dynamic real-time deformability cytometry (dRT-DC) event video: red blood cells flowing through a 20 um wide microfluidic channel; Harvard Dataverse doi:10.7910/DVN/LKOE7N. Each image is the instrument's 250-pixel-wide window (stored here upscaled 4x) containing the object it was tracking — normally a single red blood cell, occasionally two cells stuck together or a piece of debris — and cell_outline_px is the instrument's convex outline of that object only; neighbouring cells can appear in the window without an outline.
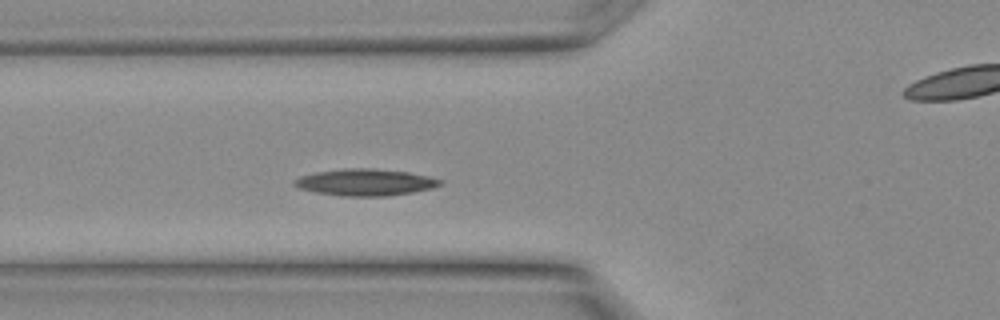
{"species": "Egyptian fruit bat (a non-hibernating species)", "species_latin": "Rousettus aegyptiacus", "temperature_condition": "warm", "stored_images_in_passage": 7, "camera_frame_rate_fps": 3000, "um_per_image_px": 0.085, "animal": {"sex": "female"}, "frame": {"image": 1, "passage_image": 5, "time_ms": 1.333, "image_size_px": [1000, 320], "cell_outline_px": [[444, 184], [432, 188], [412, 192], [388, 196], [340, 196], [316, 192], [296, 188], [292, 184], [292, 180], [300, 176], [316, 172], [344, 168], [376, 168], [408, 172], [428, 176], [444, 180]], "centroid_in_image_um": [31.04, 15.49], "position_along_channel_um": 94.8, "area_um2": 23.0}}
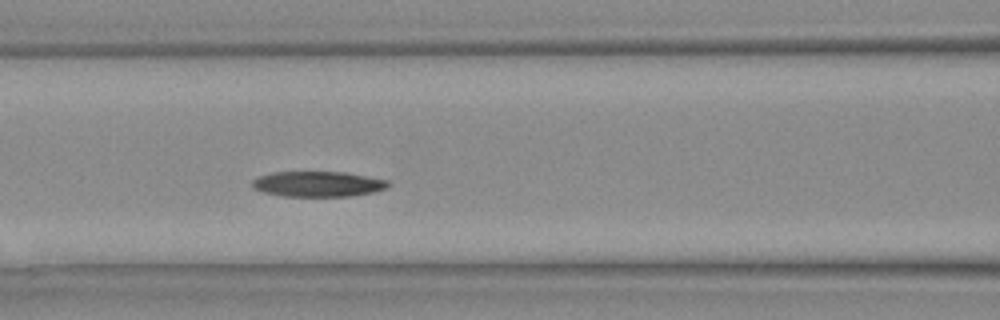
{"frame": {"image": 2, "passage_image": 7, "time_ms": 2.0, "image_size_px": [1000, 320], "cell_outline_px": [[392, 184], [388, 188], [372, 192], [352, 196], [284, 196], [264, 192], [252, 188], [252, 180], [256, 176], [272, 172], [348, 172], [388, 180]], "centroid_in_image_um": [27.04, 15.63], "position_along_channel_um": 139.6, "area_um2": 20.35}}